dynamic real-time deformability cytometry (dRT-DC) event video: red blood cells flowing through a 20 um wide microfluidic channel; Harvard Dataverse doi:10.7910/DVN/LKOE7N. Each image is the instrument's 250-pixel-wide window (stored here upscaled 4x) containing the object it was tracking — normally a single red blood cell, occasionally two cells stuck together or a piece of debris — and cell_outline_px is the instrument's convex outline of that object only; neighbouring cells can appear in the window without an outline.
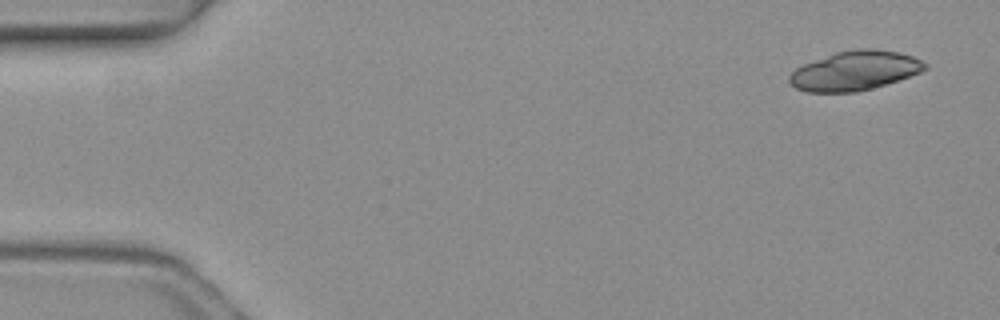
{"species": "common noctule bat (a hibernating species)", "species_latin": "Nyctalus noctula", "temperature_condition": "warm", "stored_images_in_passage": 4, "camera_frame_rate_fps": 3000, "um_per_image_px": 0.085, "animal": {"sex": "female", "body_mass_g": 19.3, "forearm_length_mm": 54.1}, "frame": {"image": 1, "passage_image": 1, "time_ms": 0.0, "image_size_px": [1000, 320], "cell_outline_px": [[928, 68], [920, 72], [872, 88], [856, 92], [808, 92], [796, 88], [788, 80], [788, 76], [796, 68], [804, 64], [836, 52], [856, 48], [872, 48], [900, 52], [912, 56], [928, 64]], "centroid_in_image_um": [72.66, 6.0], "position_along_channel_um": 12.3, "area_um2": 30.87}}